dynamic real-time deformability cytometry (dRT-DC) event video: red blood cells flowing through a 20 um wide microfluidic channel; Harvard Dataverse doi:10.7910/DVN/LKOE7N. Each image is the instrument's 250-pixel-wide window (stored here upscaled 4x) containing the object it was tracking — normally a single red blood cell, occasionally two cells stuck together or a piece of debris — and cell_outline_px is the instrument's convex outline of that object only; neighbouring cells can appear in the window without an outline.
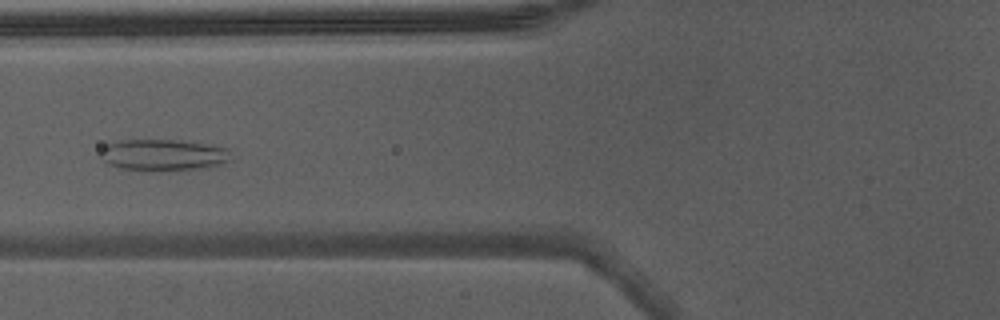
{"species": "Egyptian fruit bat (a non-hibernating species)", "species_latin": "Rousettus aegyptiacus", "temperature_condition": "warm", "stored_images_in_passage": 6, "camera_frame_rate_fps": 3000, "um_per_image_px": 0.085, "animal": {"sex": "male"}, "frame": {"image": 1, "passage_image": 5, "time_ms": 1.333, "image_size_px": [1000, 320], "cell_outline_px": [[228, 160], [224, 164], [216, 168], [160, 172], [120, 168], [108, 164], [100, 156], [100, 152], [108, 144], [120, 140], [172, 140], [204, 144], [228, 148]], "centroid_in_image_um": [13.9, 13.21], "position_along_channel_um": 111.9, "area_um2": 24.22}}